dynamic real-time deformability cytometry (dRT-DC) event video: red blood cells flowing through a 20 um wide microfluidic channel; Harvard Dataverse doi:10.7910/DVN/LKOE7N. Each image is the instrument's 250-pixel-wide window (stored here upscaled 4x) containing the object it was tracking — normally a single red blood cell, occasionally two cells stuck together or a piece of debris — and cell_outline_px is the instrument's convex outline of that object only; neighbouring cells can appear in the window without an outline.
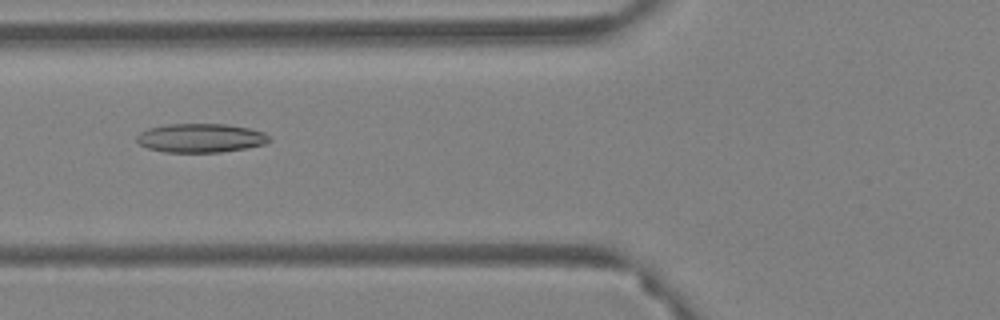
{"species": "Egyptian fruit bat (a non-hibernating species)", "species_latin": "Rousettus aegyptiacus", "temperature_condition": "warm", "stored_images_in_passage": 60, "camera_frame_rate_fps": 3000, "um_per_image_px": 0.085, "animal": {"sex": "female"}, "frame": {"image": 1, "passage_image": 24, "time_ms": 7.667, "image_size_px": [1000, 320], "cell_outline_px": [[272, 140], [264, 144], [244, 148], [220, 152], [164, 152], [148, 148], [140, 144], [136, 140], [136, 136], [140, 132], [148, 128], [164, 124], [224, 124], [248, 128], [264, 132]], "centroid_in_image_um": [17.02, 11.72], "position_along_channel_um": 108.8, "area_um2": 22.25}}
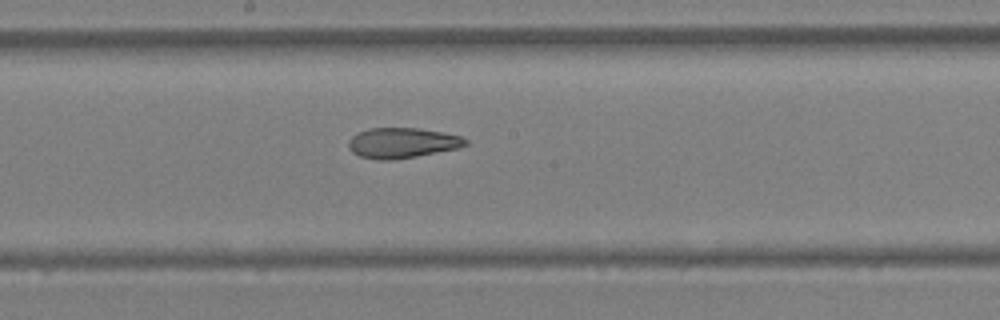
{"frame": {"image": 2, "passage_image": 33, "time_ms": 10.667, "image_size_px": [1000, 320], "cell_outline_px": [[468, 144], [456, 148], [396, 160], [376, 160], [360, 156], [352, 152], [348, 148], [348, 140], [352, 136], [368, 128], [420, 128], [460, 136], [468, 140]], "centroid_in_image_um": [34.14, 12.15], "position_along_channel_um": 214.1, "area_um2": 20.58}}
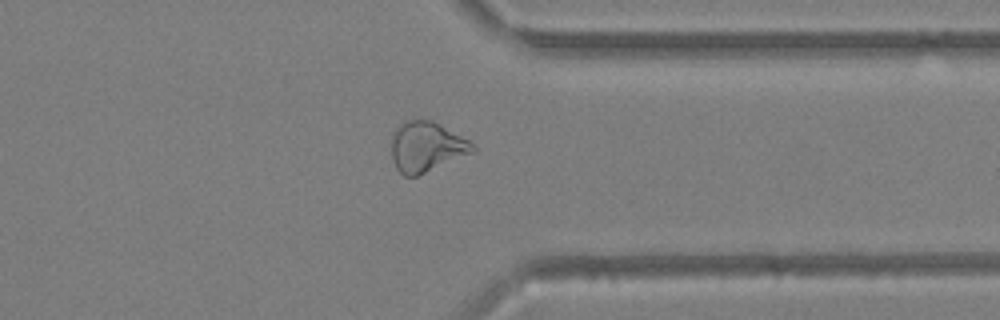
{"frame": {"image": 3, "passage_image": 47, "time_ms": 15.333, "image_size_px": [1000, 320], "cell_outline_px": [[476, 152], [416, 176], [404, 176], [396, 168], [392, 160], [392, 132], [404, 120], [432, 120], [440, 124], [468, 140], [476, 148]], "centroid_in_image_um": [36.24, 12.48], "position_along_channel_um": 375.2, "area_um2": 23.76}, "authors_computed_cell_mechanics": {"area_um2": 24.6228, "velocity_mm_per_s": 3.5059, "shape_relaxation_time_tau1_ms": null, "shape_relaxation_time_tau2_ms": 2.9025, "deformation_change_tau1": null, "deformation_change_tau2": 0.0911}}